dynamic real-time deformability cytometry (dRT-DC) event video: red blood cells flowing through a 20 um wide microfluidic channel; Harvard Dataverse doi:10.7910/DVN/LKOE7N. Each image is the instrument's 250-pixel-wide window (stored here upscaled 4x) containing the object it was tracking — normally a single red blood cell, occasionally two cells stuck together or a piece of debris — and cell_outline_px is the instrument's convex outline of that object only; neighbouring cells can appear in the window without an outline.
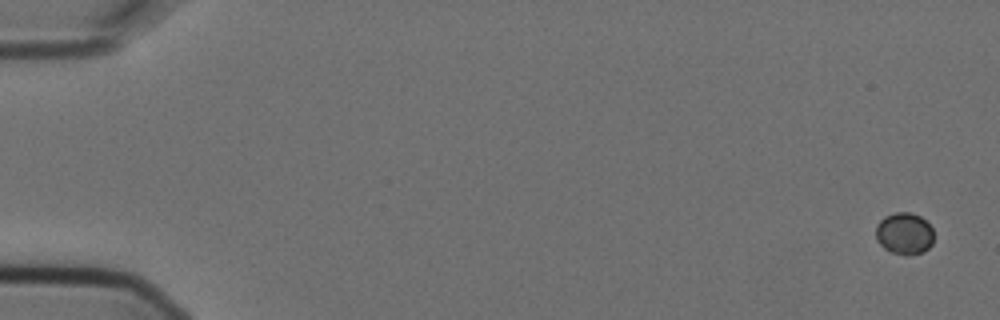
{"species": "Egyptian fruit bat (a non-hibernating species)", "species_latin": "Rousettus aegyptiacus", "temperature_condition": "cold", "stored_images_in_passage": 3, "camera_frame_rate_fps": 3000, "um_per_image_px": 0.085, "animal": {"sex": "female"}, "frame": {"image": 1, "passage_image": 1, "time_ms": 0.0, "image_size_px": [1000, 320], "cell_outline_px": [[932, 244], [924, 252], [904, 256], [892, 252], [884, 248], [876, 240], [876, 224], [884, 216], [896, 212], [912, 212], [920, 216], [932, 228]], "centroid_in_image_um": [76.85, 19.85], "position_along_channel_um": 8.2, "area_um2": 14.22}}